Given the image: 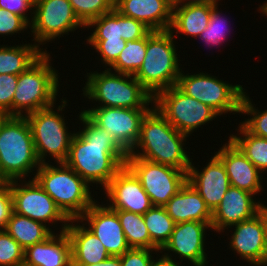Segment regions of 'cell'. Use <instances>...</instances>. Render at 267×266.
Here are the masks:
<instances>
[{
	"label": "cell",
	"mask_w": 267,
	"mask_h": 266,
	"mask_svg": "<svg viewBox=\"0 0 267 266\" xmlns=\"http://www.w3.org/2000/svg\"><path fill=\"white\" fill-rule=\"evenodd\" d=\"M79 113L83 129L75 133L64 163L89 185L99 183L104 189L125 165L128 153L111 134L98 127L82 111Z\"/></svg>",
	"instance_id": "obj_1"
},
{
	"label": "cell",
	"mask_w": 267,
	"mask_h": 266,
	"mask_svg": "<svg viewBox=\"0 0 267 266\" xmlns=\"http://www.w3.org/2000/svg\"><path fill=\"white\" fill-rule=\"evenodd\" d=\"M187 137L189 136L175 129L152 106L142 120L139 140L128 156H135L188 172L192 158L190 159V155H187L184 149Z\"/></svg>",
	"instance_id": "obj_2"
},
{
	"label": "cell",
	"mask_w": 267,
	"mask_h": 266,
	"mask_svg": "<svg viewBox=\"0 0 267 266\" xmlns=\"http://www.w3.org/2000/svg\"><path fill=\"white\" fill-rule=\"evenodd\" d=\"M40 165L27 118L9 116L0 128V179H26Z\"/></svg>",
	"instance_id": "obj_3"
},
{
	"label": "cell",
	"mask_w": 267,
	"mask_h": 266,
	"mask_svg": "<svg viewBox=\"0 0 267 266\" xmlns=\"http://www.w3.org/2000/svg\"><path fill=\"white\" fill-rule=\"evenodd\" d=\"M41 164L34 178L69 219H79L95 202L90 185L65 163Z\"/></svg>",
	"instance_id": "obj_4"
},
{
	"label": "cell",
	"mask_w": 267,
	"mask_h": 266,
	"mask_svg": "<svg viewBox=\"0 0 267 266\" xmlns=\"http://www.w3.org/2000/svg\"><path fill=\"white\" fill-rule=\"evenodd\" d=\"M171 30L151 31L147 35V50L140 69L133 75L154 98L160 91L177 84L180 60Z\"/></svg>",
	"instance_id": "obj_5"
},
{
	"label": "cell",
	"mask_w": 267,
	"mask_h": 266,
	"mask_svg": "<svg viewBox=\"0 0 267 266\" xmlns=\"http://www.w3.org/2000/svg\"><path fill=\"white\" fill-rule=\"evenodd\" d=\"M86 76L82 90L84 97L98 102L101 107L137 109L151 108L149 103L151 106L154 104L152 95L133 75L112 73L106 68L105 71L90 72Z\"/></svg>",
	"instance_id": "obj_6"
},
{
	"label": "cell",
	"mask_w": 267,
	"mask_h": 266,
	"mask_svg": "<svg viewBox=\"0 0 267 266\" xmlns=\"http://www.w3.org/2000/svg\"><path fill=\"white\" fill-rule=\"evenodd\" d=\"M50 59L49 52H45L25 72L18 75L13 97V116L26 117L35 111L56 105L59 73L52 67Z\"/></svg>",
	"instance_id": "obj_7"
},
{
	"label": "cell",
	"mask_w": 267,
	"mask_h": 266,
	"mask_svg": "<svg viewBox=\"0 0 267 266\" xmlns=\"http://www.w3.org/2000/svg\"><path fill=\"white\" fill-rule=\"evenodd\" d=\"M61 100L58 111H54L55 105H52L26 116L31 127L35 151L41 164L47 163V154L52 156L57 163H64L75 135V131L74 133L68 132L66 119L64 115L59 114L67 106V100L65 98Z\"/></svg>",
	"instance_id": "obj_8"
},
{
	"label": "cell",
	"mask_w": 267,
	"mask_h": 266,
	"mask_svg": "<svg viewBox=\"0 0 267 266\" xmlns=\"http://www.w3.org/2000/svg\"><path fill=\"white\" fill-rule=\"evenodd\" d=\"M176 86L186 95L211 107L219 115L240 113L245 92L243 85L229 84L206 72L189 75L183 74L181 70Z\"/></svg>",
	"instance_id": "obj_9"
},
{
	"label": "cell",
	"mask_w": 267,
	"mask_h": 266,
	"mask_svg": "<svg viewBox=\"0 0 267 266\" xmlns=\"http://www.w3.org/2000/svg\"><path fill=\"white\" fill-rule=\"evenodd\" d=\"M153 106L175 129L187 136L220 116L208 105L183 93L176 85L160 91L154 97Z\"/></svg>",
	"instance_id": "obj_10"
},
{
	"label": "cell",
	"mask_w": 267,
	"mask_h": 266,
	"mask_svg": "<svg viewBox=\"0 0 267 266\" xmlns=\"http://www.w3.org/2000/svg\"><path fill=\"white\" fill-rule=\"evenodd\" d=\"M125 165L136 175L153 206L164 207L187 182V172L135 156Z\"/></svg>",
	"instance_id": "obj_11"
},
{
	"label": "cell",
	"mask_w": 267,
	"mask_h": 266,
	"mask_svg": "<svg viewBox=\"0 0 267 266\" xmlns=\"http://www.w3.org/2000/svg\"><path fill=\"white\" fill-rule=\"evenodd\" d=\"M31 19L29 29L34 36L32 41L38 43L39 48L40 45L54 41L57 37L59 39L77 28H86L78 19L69 0H38Z\"/></svg>",
	"instance_id": "obj_12"
},
{
	"label": "cell",
	"mask_w": 267,
	"mask_h": 266,
	"mask_svg": "<svg viewBox=\"0 0 267 266\" xmlns=\"http://www.w3.org/2000/svg\"><path fill=\"white\" fill-rule=\"evenodd\" d=\"M19 182L22 183H18V180L10 181L13 212L39 221L46 226L47 223L52 222L51 224L54 223L55 225L56 222L60 221L62 223L60 231H65L70 220L38 182L34 178L28 180V182L24 179L19 180Z\"/></svg>",
	"instance_id": "obj_13"
},
{
	"label": "cell",
	"mask_w": 267,
	"mask_h": 266,
	"mask_svg": "<svg viewBox=\"0 0 267 266\" xmlns=\"http://www.w3.org/2000/svg\"><path fill=\"white\" fill-rule=\"evenodd\" d=\"M152 108H119L97 106L85 113L98 127L112 135L129 154L137 144L143 118Z\"/></svg>",
	"instance_id": "obj_14"
},
{
	"label": "cell",
	"mask_w": 267,
	"mask_h": 266,
	"mask_svg": "<svg viewBox=\"0 0 267 266\" xmlns=\"http://www.w3.org/2000/svg\"><path fill=\"white\" fill-rule=\"evenodd\" d=\"M97 203L99 202L95 201L79 219H75V222L88 224L87 228L100 239L110 256H121L130 247L117 213L105 204Z\"/></svg>",
	"instance_id": "obj_15"
},
{
	"label": "cell",
	"mask_w": 267,
	"mask_h": 266,
	"mask_svg": "<svg viewBox=\"0 0 267 266\" xmlns=\"http://www.w3.org/2000/svg\"><path fill=\"white\" fill-rule=\"evenodd\" d=\"M113 210H125L144 215L153 207L136 175L124 165L104 188ZM112 203V204H111Z\"/></svg>",
	"instance_id": "obj_16"
},
{
	"label": "cell",
	"mask_w": 267,
	"mask_h": 266,
	"mask_svg": "<svg viewBox=\"0 0 267 266\" xmlns=\"http://www.w3.org/2000/svg\"><path fill=\"white\" fill-rule=\"evenodd\" d=\"M209 228L211 229V223L199 221L175 224L169 240L160 251L161 253L168 251L163 255L176 253L181 262L188 260L194 266H206L209 261L205 252V238Z\"/></svg>",
	"instance_id": "obj_17"
},
{
	"label": "cell",
	"mask_w": 267,
	"mask_h": 266,
	"mask_svg": "<svg viewBox=\"0 0 267 266\" xmlns=\"http://www.w3.org/2000/svg\"><path fill=\"white\" fill-rule=\"evenodd\" d=\"M252 193L230 186L220 204L212 212L211 230L224 232L230 226L256 216L264 204L254 201Z\"/></svg>",
	"instance_id": "obj_18"
},
{
	"label": "cell",
	"mask_w": 267,
	"mask_h": 266,
	"mask_svg": "<svg viewBox=\"0 0 267 266\" xmlns=\"http://www.w3.org/2000/svg\"><path fill=\"white\" fill-rule=\"evenodd\" d=\"M234 233L229 242L230 249L255 266H267V248L264 235L262 208L253 218L232 225Z\"/></svg>",
	"instance_id": "obj_19"
},
{
	"label": "cell",
	"mask_w": 267,
	"mask_h": 266,
	"mask_svg": "<svg viewBox=\"0 0 267 266\" xmlns=\"http://www.w3.org/2000/svg\"><path fill=\"white\" fill-rule=\"evenodd\" d=\"M195 167L191 161L187 172V181L195 188L213 212L231 186L225 166L214 154L201 172Z\"/></svg>",
	"instance_id": "obj_20"
},
{
	"label": "cell",
	"mask_w": 267,
	"mask_h": 266,
	"mask_svg": "<svg viewBox=\"0 0 267 266\" xmlns=\"http://www.w3.org/2000/svg\"><path fill=\"white\" fill-rule=\"evenodd\" d=\"M220 148L215 155L224 164L230 185L254 195L259 194L263 189L261 172L230 139Z\"/></svg>",
	"instance_id": "obj_21"
},
{
	"label": "cell",
	"mask_w": 267,
	"mask_h": 266,
	"mask_svg": "<svg viewBox=\"0 0 267 266\" xmlns=\"http://www.w3.org/2000/svg\"><path fill=\"white\" fill-rule=\"evenodd\" d=\"M115 9L152 31L170 30L172 24L173 6L169 0H115Z\"/></svg>",
	"instance_id": "obj_22"
},
{
	"label": "cell",
	"mask_w": 267,
	"mask_h": 266,
	"mask_svg": "<svg viewBox=\"0 0 267 266\" xmlns=\"http://www.w3.org/2000/svg\"><path fill=\"white\" fill-rule=\"evenodd\" d=\"M23 266H72L71 242L66 231L27 247Z\"/></svg>",
	"instance_id": "obj_23"
},
{
	"label": "cell",
	"mask_w": 267,
	"mask_h": 266,
	"mask_svg": "<svg viewBox=\"0 0 267 266\" xmlns=\"http://www.w3.org/2000/svg\"><path fill=\"white\" fill-rule=\"evenodd\" d=\"M164 207L175 224L188 221L212 222V211L188 181Z\"/></svg>",
	"instance_id": "obj_24"
},
{
	"label": "cell",
	"mask_w": 267,
	"mask_h": 266,
	"mask_svg": "<svg viewBox=\"0 0 267 266\" xmlns=\"http://www.w3.org/2000/svg\"><path fill=\"white\" fill-rule=\"evenodd\" d=\"M74 221L70 220L65 229L71 242L72 266L91 265L110 257L100 239L85 224L75 225Z\"/></svg>",
	"instance_id": "obj_25"
},
{
	"label": "cell",
	"mask_w": 267,
	"mask_h": 266,
	"mask_svg": "<svg viewBox=\"0 0 267 266\" xmlns=\"http://www.w3.org/2000/svg\"><path fill=\"white\" fill-rule=\"evenodd\" d=\"M213 7L207 4L173 6L171 32L198 38L208 26Z\"/></svg>",
	"instance_id": "obj_26"
},
{
	"label": "cell",
	"mask_w": 267,
	"mask_h": 266,
	"mask_svg": "<svg viewBox=\"0 0 267 266\" xmlns=\"http://www.w3.org/2000/svg\"><path fill=\"white\" fill-rule=\"evenodd\" d=\"M37 44L0 46V74L19 75L33 65L46 51Z\"/></svg>",
	"instance_id": "obj_27"
},
{
	"label": "cell",
	"mask_w": 267,
	"mask_h": 266,
	"mask_svg": "<svg viewBox=\"0 0 267 266\" xmlns=\"http://www.w3.org/2000/svg\"><path fill=\"white\" fill-rule=\"evenodd\" d=\"M5 230L24 249L45 241L54 233L50 226L15 212H12Z\"/></svg>",
	"instance_id": "obj_28"
},
{
	"label": "cell",
	"mask_w": 267,
	"mask_h": 266,
	"mask_svg": "<svg viewBox=\"0 0 267 266\" xmlns=\"http://www.w3.org/2000/svg\"><path fill=\"white\" fill-rule=\"evenodd\" d=\"M130 248L159 250L151 241L143 215L125 210H114Z\"/></svg>",
	"instance_id": "obj_29"
},
{
	"label": "cell",
	"mask_w": 267,
	"mask_h": 266,
	"mask_svg": "<svg viewBox=\"0 0 267 266\" xmlns=\"http://www.w3.org/2000/svg\"><path fill=\"white\" fill-rule=\"evenodd\" d=\"M238 127L240 135L231 134L229 139L242 153L263 173L267 170V138L250 133L241 123Z\"/></svg>",
	"instance_id": "obj_30"
},
{
	"label": "cell",
	"mask_w": 267,
	"mask_h": 266,
	"mask_svg": "<svg viewBox=\"0 0 267 266\" xmlns=\"http://www.w3.org/2000/svg\"><path fill=\"white\" fill-rule=\"evenodd\" d=\"M152 243L161 250L169 240L175 222L165 207L153 206L143 215Z\"/></svg>",
	"instance_id": "obj_31"
},
{
	"label": "cell",
	"mask_w": 267,
	"mask_h": 266,
	"mask_svg": "<svg viewBox=\"0 0 267 266\" xmlns=\"http://www.w3.org/2000/svg\"><path fill=\"white\" fill-rule=\"evenodd\" d=\"M146 50L147 36L134 41H126L125 48L108 69L111 71L114 69L117 73L134 75L145 59Z\"/></svg>",
	"instance_id": "obj_32"
},
{
	"label": "cell",
	"mask_w": 267,
	"mask_h": 266,
	"mask_svg": "<svg viewBox=\"0 0 267 266\" xmlns=\"http://www.w3.org/2000/svg\"><path fill=\"white\" fill-rule=\"evenodd\" d=\"M95 28L87 40H120L122 30L120 24V12L115 8L100 17L93 19L86 28Z\"/></svg>",
	"instance_id": "obj_33"
},
{
	"label": "cell",
	"mask_w": 267,
	"mask_h": 266,
	"mask_svg": "<svg viewBox=\"0 0 267 266\" xmlns=\"http://www.w3.org/2000/svg\"><path fill=\"white\" fill-rule=\"evenodd\" d=\"M78 19L87 26L93 19L111 12L115 0H69Z\"/></svg>",
	"instance_id": "obj_34"
},
{
	"label": "cell",
	"mask_w": 267,
	"mask_h": 266,
	"mask_svg": "<svg viewBox=\"0 0 267 266\" xmlns=\"http://www.w3.org/2000/svg\"><path fill=\"white\" fill-rule=\"evenodd\" d=\"M218 8V6L212 8L208 26L198 37L210 48L221 46L224 41L226 42L227 34H230L227 27L230 21H227L228 18L223 16L222 12L217 10Z\"/></svg>",
	"instance_id": "obj_35"
},
{
	"label": "cell",
	"mask_w": 267,
	"mask_h": 266,
	"mask_svg": "<svg viewBox=\"0 0 267 266\" xmlns=\"http://www.w3.org/2000/svg\"><path fill=\"white\" fill-rule=\"evenodd\" d=\"M240 113L250 115L249 119L240 122L250 133L267 138V109L257 110L246 92H244L241 100Z\"/></svg>",
	"instance_id": "obj_36"
},
{
	"label": "cell",
	"mask_w": 267,
	"mask_h": 266,
	"mask_svg": "<svg viewBox=\"0 0 267 266\" xmlns=\"http://www.w3.org/2000/svg\"><path fill=\"white\" fill-rule=\"evenodd\" d=\"M24 251L6 230H0V266H23Z\"/></svg>",
	"instance_id": "obj_37"
},
{
	"label": "cell",
	"mask_w": 267,
	"mask_h": 266,
	"mask_svg": "<svg viewBox=\"0 0 267 266\" xmlns=\"http://www.w3.org/2000/svg\"><path fill=\"white\" fill-rule=\"evenodd\" d=\"M101 56L102 64L111 66L126 46V41L120 40H87Z\"/></svg>",
	"instance_id": "obj_38"
},
{
	"label": "cell",
	"mask_w": 267,
	"mask_h": 266,
	"mask_svg": "<svg viewBox=\"0 0 267 266\" xmlns=\"http://www.w3.org/2000/svg\"><path fill=\"white\" fill-rule=\"evenodd\" d=\"M18 75L0 74V111L13 116V97L16 91Z\"/></svg>",
	"instance_id": "obj_39"
},
{
	"label": "cell",
	"mask_w": 267,
	"mask_h": 266,
	"mask_svg": "<svg viewBox=\"0 0 267 266\" xmlns=\"http://www.w3.org/2000/svg\"><path fill=\"white\" fill-rule=\"evenodd\" d=\"M120 24L122 30V39L125 41H134L144 38L152 31L141 21L126 17L121 13Z\"/></svg>",
	"instance_id": "obj_40"
},
{
	"label": "cell",
	"mask_w": 267,
	"mask_h": 266,
	"mask_svg": "<svg viewBox=\"0 0 267 266\" xmlns=\"http://www.w3.org/2000/svg\"><path fill=\"white\" fill-rule=\"evenodd\" d=\"M27 27L30 25L21 16L0 8V35L2 37L19 34L21 31L24 32Z\"/></svg>",
	"instance_id": "obj_41"
},
{
	"label": "cell",
	"mask_w": 267,
	"mask_h": 266,
	"mask_svg": "<svg viewBox=\"0 0 267 266\" xmlns=\"http://www.w3.org/2000/svg\"><path fill=\"white\" fill-rule=\"evenodd\" d=\"M160 250L130 248L121 255L122 266H151L153 262V252Z\"/></svg>",
	"instance_id": "obj_42"
},
{
	"label": "cell",
	"mask_w": 267,
	"mask_h": 266,
	"mask_svg": "<svg viewBox=\"0 0 267 266\" xmlns=\"http://www.w3.org/2000/svg\"><path fill=\"white\" fill-rule=\"evenodd\" d=\"M13 212V199L9 182L0 184V230H5Z\"/></svg>",
	"instance_id": "obj_43"
},
{
	"label": "cell",
	"mask_w": 267,
	"mask_h": 266,
	"mask_svg": "<svg viewBox=\"0 0 267 266\" xmlns=\"http://www.w3.org/2000/svg\"><path fill=\"white\" fill-rule=\"evenodd\" d=\"M37 2L38 0H0V8L21 16L30 25L32 19L26 13L30 10L33 16V10Z\"/></svg>",
	"instance_id": "obj_44"
},
{
	"label": "cell",
	"mask_w": 267,
	"mask_h": 266,
	"mask_svg": "<svg viewBox=\"0 0 267 266\" xmlns=\"http://www.w3.org/2000/svg\"><path fill=\"white\" fill-rule=\"evenodd\" d=\"M172 6H183L188 4H207L218 6L220 0H169ZM186 1V2H185Z\"/></svg>",
	"instance_id": "obj_45"
},
{
	"label": "cell",
	"mask_w": 267,
	"mask_h": 266,
	"mask_svg": "<svg viewBox=\"0 0 267 266\" xmlns=\"http://www.w3.org/2000/svg\"><path fill=\"white\" fill-rule=\"evenodd\" d=\"M172 255H161L158 260H153L151 266H181V264L172 259ZM180 264V265H179Z\"/></svg>",
	"instance_id": "obj_46"
},
{
	"label": "cell",
	"mask_w": 267,
	"mask_h": 266,
	"mask_svg": "<svg viewBox=\"0 0 267 266\" xmlns=\"http://www.w3.org/2000/svg\"><path fill=\"white\" fill-rule=\"evenodd\" d=\"M85 266H122L121 265V257L120 256H110L107 259L91 264V265H85Z\"/></svg>",
	"instance_id": "obj_47"
},
{
	"label": "cell",
	"mask_w": 267,
	"mask_h": 266,
	"mask_svg": "<svg viewBox=\"0 0 267 266\" xmlns=\"http://www.w3.org/2000/svg\"><path fill=\"white\" fill-rule=\"evenodd\" d=\"M262 219H263L264 235L267 248V205H264L262 207Z\"/></svg>",
	"instance_id": "obj_48"
},
{
	"label": "cell",
	"mask_w": 267,
	"mask_h": 266,
	"mask_svg": "<svg viewBox=\"0 0 267 266\" xmlns=\"http://www.w3.org/2000/svg\"><path fill=\"white\" fill-rule=\"evenodd\" d=\"M9 117V114L3 111H0V128L5 120Z\"/></svg>",
	"instance_id": "obj_49"
},
{
	"label": "cell",
	"mask_w": 267,
	"mask_h": 266,
	"mask_svg": "<svg viewBox=\"0 0 267 266\" xmlns=\"http://www.w3.org/2000/svg\"><path fill=\"white\" fill-rule=\"evenodd\" d=\"M265 4L261 5L259 7V10L261 11V13L264 14V16H267V1L264 2Z\"/></svg>",
	"instance_id": "obj_50"
}]
</instances>
